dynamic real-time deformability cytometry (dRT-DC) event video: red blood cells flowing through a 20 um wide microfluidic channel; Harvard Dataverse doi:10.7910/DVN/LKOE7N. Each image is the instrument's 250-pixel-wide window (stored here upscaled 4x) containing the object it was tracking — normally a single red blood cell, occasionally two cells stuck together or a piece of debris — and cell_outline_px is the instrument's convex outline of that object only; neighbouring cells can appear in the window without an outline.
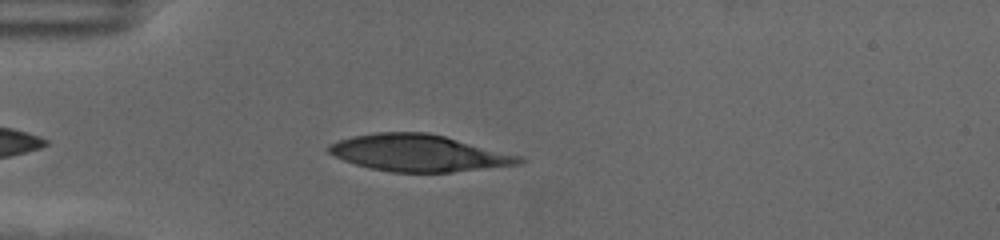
{"species": "human", "species_latin": "Homo sapiens", "temperature_condition": "cold", "stored_images_in_passage": 41, "camera_frame_rate_fps": 3000, "um_per_image_px": 0.085, "donor": {"sex": "female"}, "frame": {"image": 1, "passage_image": 5, "time_ms": 1.333, "image_size_px": [1000, 240], "cell_outline_px": [[524, 160], [520, 164], [452, 172], [392, 172], [368, 168], [344, 160], [328, 152], [328, 144], [352, 136], [376, 132], [428, 132], [524, 156]], "centroid_in_image_um": [35.61, 13.0], "position_along_channel_um": 49.4, "area_um2": 40.75}}
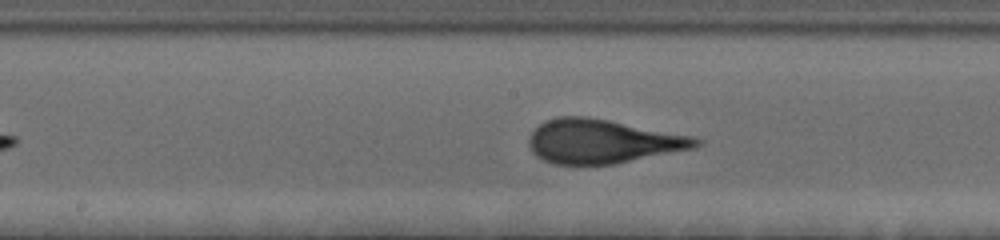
{"frame": {"image": 2, "passage_image": 19, "time_ms": 6.0, "image_size_px": [1000, 240], "cell_outline_px": [[704, 140], [696, 148], [612, 164], [552, 164], [536, 156], [532, 152], [528, 144], [528, 140], [532, 132], [544, 120], [560, 116], [588, 116], [696, 136]], "centroid_in_image_um": [51.24, 12.0], "position_along_channel_um": 197.0, "area_um2": 43.06}}
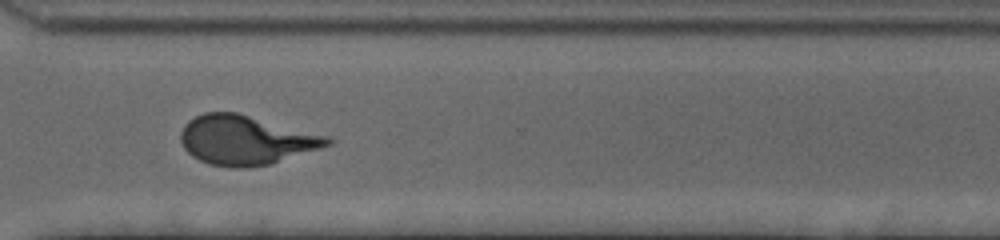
{"frame": {"image": 3, "passage_image": 32, "time_ms": 10.333, "image_size_px": [1000, 240], "cell_outline_px": [[332, 144], [272, 164], [244, 168], [232, 168], [208, 164], [192, 156], [184, 148], [180, 140], [180, 132], [184, 124], [188, 120], [204, 112], [236, 112], [328, 136], [332, 140]], "centroid_in_image_um": [20.86, 11.91], "position_along_channel_um": 349.7, "area_um2": 42.19}, "authors_computed_cell_mechanics": {"area_um2": 41.7316, "velocity_mm_per_s": 3.5222, "shape_relaxation_time_tau1_ms": 4.6152, "shape_relaxation_time_tau2_ms": 0.76, "deformation_change_tau1": 0.2053, "deformation_change_tau2": 0.0716}}